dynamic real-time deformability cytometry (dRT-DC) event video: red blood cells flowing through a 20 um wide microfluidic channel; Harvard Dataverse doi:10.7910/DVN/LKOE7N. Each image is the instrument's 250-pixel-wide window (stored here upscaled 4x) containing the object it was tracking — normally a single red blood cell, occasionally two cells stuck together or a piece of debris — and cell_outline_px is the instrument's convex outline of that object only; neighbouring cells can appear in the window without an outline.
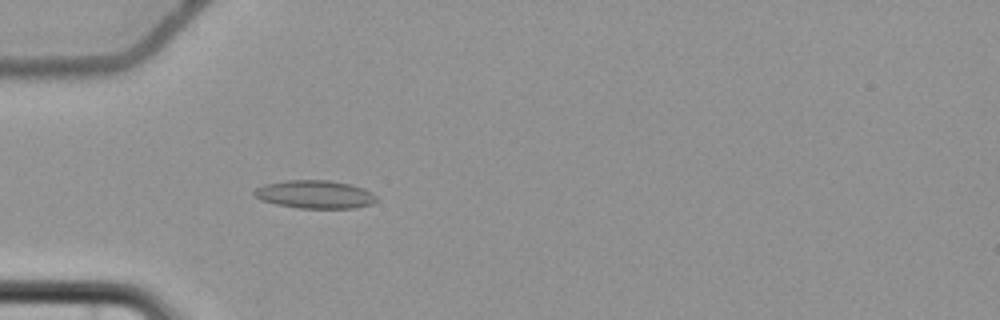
{"species": "common noctule bat (a hibernating species)", "species_latin": "Nyctalus noctula", "temperature_condition": "cold", "stored_images_in_passage": 7, "camera_frame_rate_fps": 3000, "um_per_image_px": 0.085, "animal": {"sex": "female", "body_mass_g": 22.7, "forearm_length_mm": 54.2}, "frame": {"image": 1, "passage_image": 6, "time_ms": 6.0, "image_size_px": [1000, 320], "cell_outline_px": [[376, 200], [372, 204], [356, 208], [300, 208], [276, 204], [260, 200], [252, 192], [256, 188], [264, 184], [284, 180], [328, 180], [348, 184], [364, 188], [372, 192], [376, 196]], "centroid_in_image_um": [26.76, 16.52], "position_along_channel_um": 58.2, "area_um2": 20.06}}